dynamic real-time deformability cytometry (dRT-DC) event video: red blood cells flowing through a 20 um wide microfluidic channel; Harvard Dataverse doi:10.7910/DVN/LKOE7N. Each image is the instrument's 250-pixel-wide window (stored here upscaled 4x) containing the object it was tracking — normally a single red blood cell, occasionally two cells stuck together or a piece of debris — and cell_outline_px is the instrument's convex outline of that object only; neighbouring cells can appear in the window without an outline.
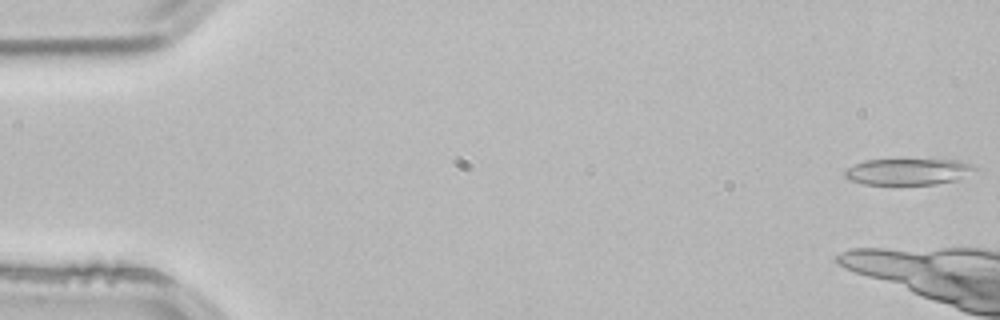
{"species": "common noctule bat (a hibernating species)", "species_latin": "Nyctalus noctula", "temperature_condition": "room temperature", "stored_images_in_passage": 4, "camera_frame_rate_fps": 3000, "um_per_image_px": 0.085, "animal": {"sex": "male", "body_mass_g": 21.5, "forearm_length_mm": 52.0}, "frame": {"image": 1, "passage_image": 1, "time_ms": 0.0, "image_size_px": [1000, 320], "cell_outline_px": [[976, 168], [956, 180], [936, 184], [864, 184], [848, 180], [844, 176], [844, 172], [848, 168], [864, 160], [956, 160], [972, 164]], "centroid_in_image_um": [77.13, 14.59], "position_along_channel_um": 7.9, "area_um2": 19.59}}